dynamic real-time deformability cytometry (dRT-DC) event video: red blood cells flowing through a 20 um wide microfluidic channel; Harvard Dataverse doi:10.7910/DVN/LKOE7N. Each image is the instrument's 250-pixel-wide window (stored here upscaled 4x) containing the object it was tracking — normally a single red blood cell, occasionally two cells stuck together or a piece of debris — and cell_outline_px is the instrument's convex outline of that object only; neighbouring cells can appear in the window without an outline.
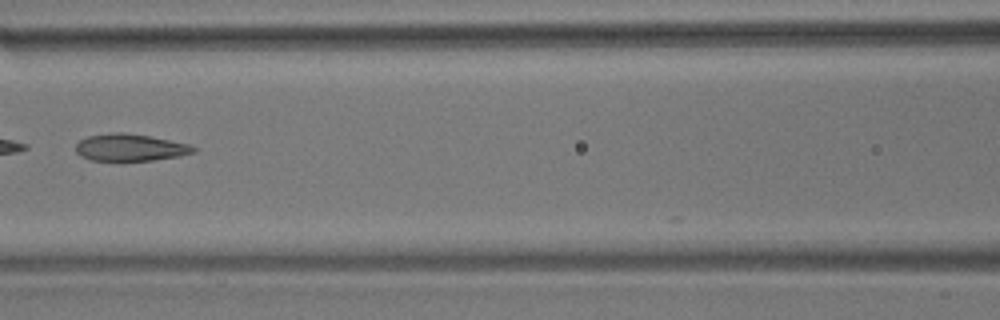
{"species": "common noctule bat (a hibernating species)", "species_latin": "Nyctalus noctula", "temperature_condition": "room temperature", "stored_images_in_passage": 14, "camera_frame_rate_fps": 3000, "um_per_image_px": 0.085, "animal": {"sex": "male", "body_mass_g": 17.9}, "frame": {"image": 1, "passage_image": 7, "time_ms": 8.0, "image_size_px": [1000, 320], "cell_outline_px": [[196, 152], [180, 156], [152, 160], [88, 160], [80, 156], [76, 152], [76, 144], [80, 140], [88, 136], [112, 132], [124, 132], [148, 136], [188, 144], [196, 148]], "centroid_in_image_um": [11.03, 12.53], "position_along_channel_um": 155.6, "area_um2": 18.44}}
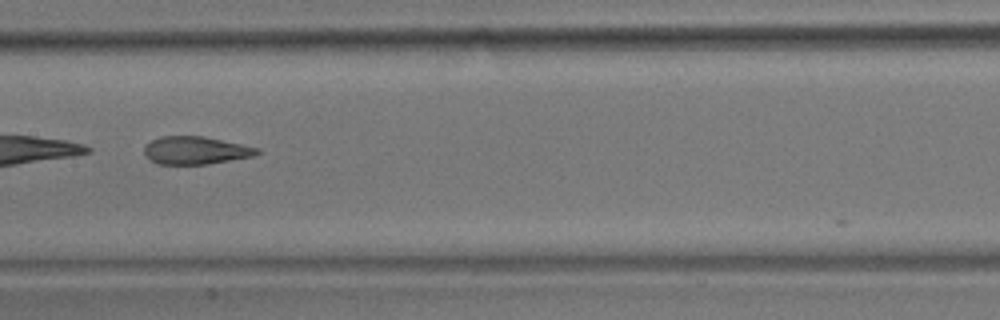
{"frame": {"image": 2, "passage_image": 8, "time_ms": 9.0, "image_size_px": [1000, 320], "cell_outline_px": [[260, 152], [256, 156], [208, 164], [156, 164], [144, 156], [144, 148], [152, 140], [160, 136], [204, 136], [260, 148]], "centroid_in_image_um": [16.64, 12.79], "position_along_channel_um": 190.8, "area_um2": 18.44}}
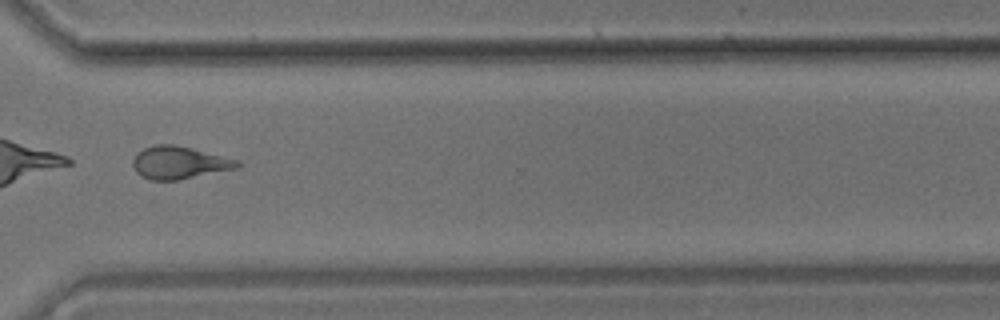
{"frame": {"image": 3, "passage_image": 12, "time_ms": 13.667, "image_size_px": [1000, 320], "cell_outline_px": [[240, 168], [180, 180], [152, 180], [140, 176], [136, 172], [132, 164], [132, 160], [136, 152], [144, 148], [156, 144], [172, 144], [192, 148], [240, 160]], "centroid_in_image_um": [15.24, 13.83], "position_along_channel_um": 355.4, "area_um2": 20.17}, "authors_computed_cell_mechanics": {"area_um2": 21.5016, "velocity_mm_per_s": 3.542, "shape_relaxation_time_tau1_ms": null, "shape_relaxation_time_tau2_ms": 1.7306, "deformation_change_tau1": null, "deformation_change_tau2": 0.1107}}